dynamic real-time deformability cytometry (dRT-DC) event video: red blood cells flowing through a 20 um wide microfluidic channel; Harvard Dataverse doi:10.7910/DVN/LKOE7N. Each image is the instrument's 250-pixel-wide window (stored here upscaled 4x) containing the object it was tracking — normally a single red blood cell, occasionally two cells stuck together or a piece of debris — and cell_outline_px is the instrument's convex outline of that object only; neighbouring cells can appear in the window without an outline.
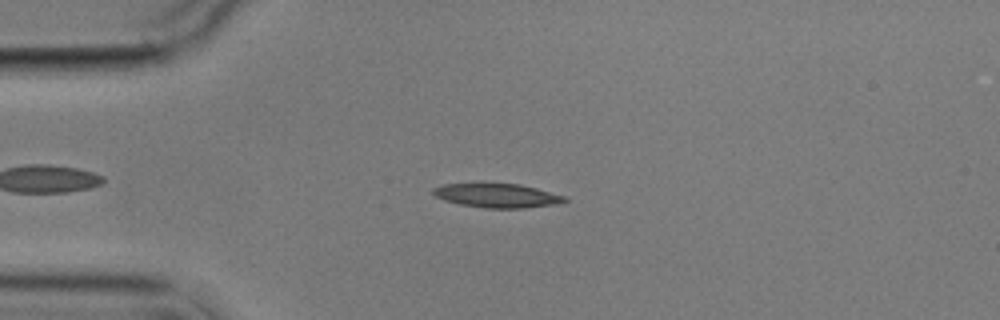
{"species": "common noctule bat (a hibernating species)", "species_latin": "Nyctalus noctula", "temperature_condition": "cold", "stored_images_in_passage": 5, "camera_frame_rate_fps": 3000, "um_per_image_px": 0.085, "animal": {"sex": "male", "body_mass_g": 17.9}, "frame": {"image": 1, "passage_image": 2, "time_ms": 1.333, "image_size_px": [1000, 320], "cell_outline_px": [[568, 200], [560, 204], [524, 208], [484, 208], [460, 204], [444, 200], [436, 196], [432, 192], [432, 188], [444, 184], [520, 184], [568, 196]], "centroid_in_image_um": [42.33, 16.63], "position_along_channel_um": 42.7, "area_um2": 18.44}}
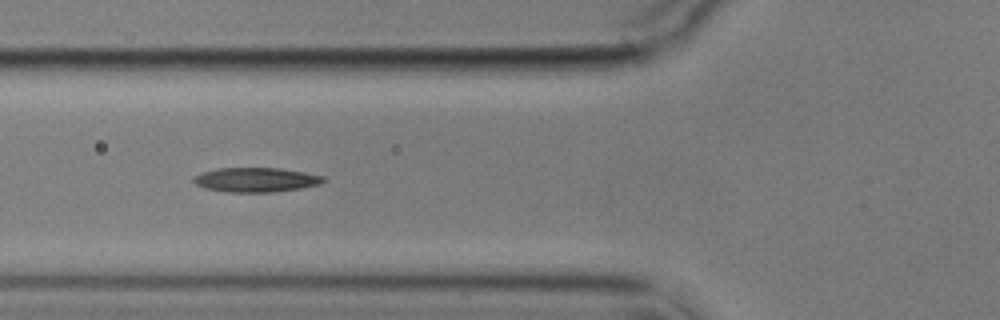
{"frame": {"image": 2, "passage_image": 4, "time_ms": 3.667, "image_size_px": [1000, 320], "cell_outline_px": [[328, 180], [320, 184], [300, 188], [272, 192], [228, 192], [204, 188], [196, 184], [192, 180], [196, 176], [204, 172], [216, 168], [280, 168], [304, 172], [324, 176]], "centroid_in_image_um": [21.79, 15.28], "position_along_channel_um": 104.0, "area_um2": 18.44}}
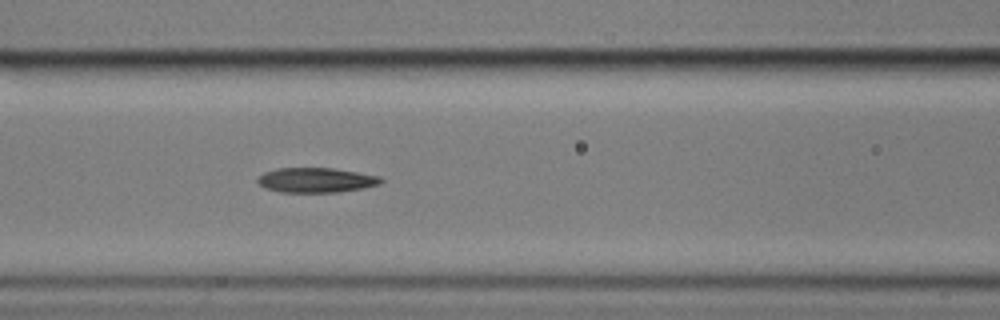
{"frame": {"image": 3, "passage_image": 5, "time_ms": 4.667, "image_size_px": [1000, 320], "cell_outline_px": [[384, 180], [380, 184], [364, 188], [336, 192], [280, 192], [264, 188], [256, 180], [264, 172], [276, 168], [332, 168], [380, 176]], "centroid_in_image_um": [26.86, 15.31], "position_along_channel_um": 139.7, "area_um2": 17.8}}